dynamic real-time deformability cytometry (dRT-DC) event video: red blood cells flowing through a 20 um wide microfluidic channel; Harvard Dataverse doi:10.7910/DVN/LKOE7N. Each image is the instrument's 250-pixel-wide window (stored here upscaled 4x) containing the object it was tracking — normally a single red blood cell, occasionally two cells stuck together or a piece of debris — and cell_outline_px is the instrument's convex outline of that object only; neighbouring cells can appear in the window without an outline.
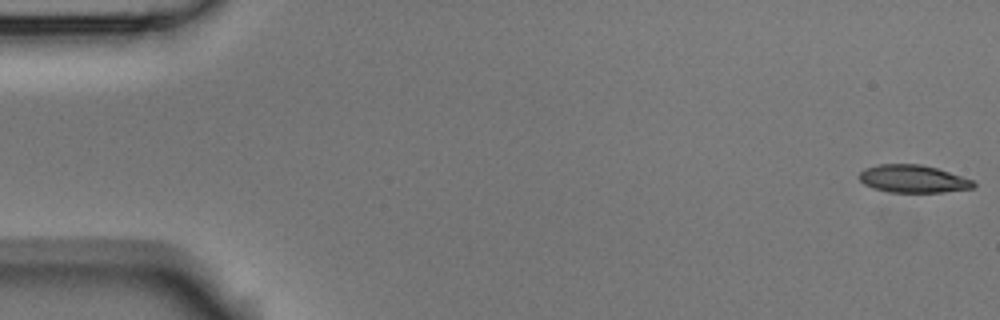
{"species": "Egyptian fruit bat (a non-hibernating species)", "species_latin": "Rousettus aegyptiacus", "temperature_condition": "room temperature", "stored_images_in_passage": 53, "camera_frame_rate_fps": 3000, "um_per_image_px": 0.085, "animal": {"sex": "male"}, "frame": {"image": 1, "passage_image": 1, "time_ms": 0.0, "image_size_px": [1000, 320], "cell_outline_px": [[976, 184], [972, 188], [944, 192], [888, 192], [872, 188], [864, 184], [856, 176], [864, 168], [880, 164], [920, 164], [936, 168], [972, 180]], "centroid_in_image_um": [77.54, 15.2], "position_along_channel_um": 7.5, "area_um2": 18.38}}
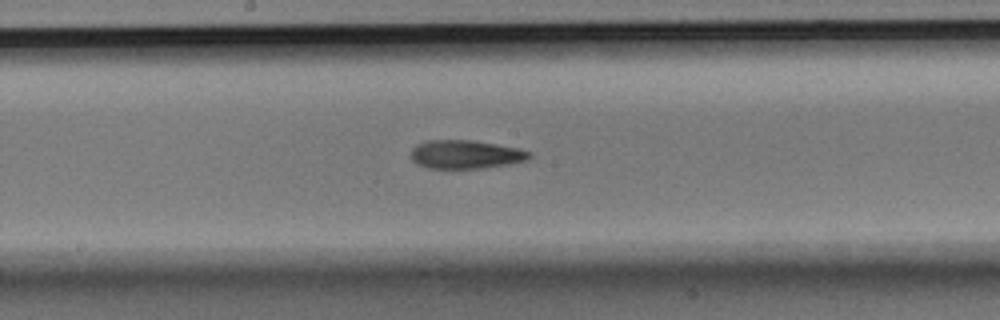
{"frame": {"image": 2, "passage_image": 28, "time_ms": 9.0, "image_size_px": [1000, 320], "cell_outline_px": [[532, 156], [528, 160], [512, 164], [480, 168], [428, 168], [416, 164], [412, 160], [412, 148], [416, 144], [428, 140], [472, 140], [520, 148], [532, 152]], "centroid_in_image_um": [39.62, 13.12], "position_along_channel_um": 208.6, "area_um2": 19.88}}
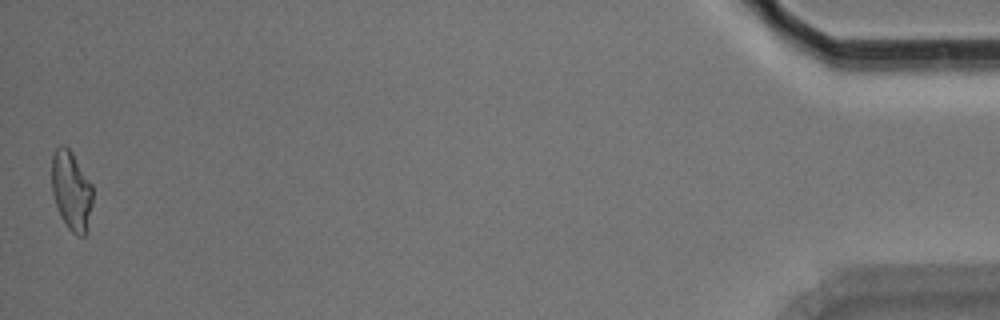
{"frame": {"image": 3, "passage_image": 53, "time_ms": 17.333, "image_size_px": [1000, 320], "cell_outline_px": [[92, 204], [84, 236], [80, 236], [72, 232], [68, 228], [56, 204], [52, 192], [52, 156], [56, 148], [60, 144], [64, 144], [72, 152], [92, 184]], "centroid_in_image_um": [6.06, 16.14], "position_along_channel_um": 429.1, "area_um2": 18.55}, "authors_computed_cell_mechanics": {"area_um2": 19.4208, "velocity_mm_per_s": 3.7704, "shape_relaxation_time_tau1_ms": 8.7244, "shape_relaxation_time_tau2_ms": 4.6921, "deformation_change_tau1": 0.2057, "deformation_change_tau2": 0.1405}}